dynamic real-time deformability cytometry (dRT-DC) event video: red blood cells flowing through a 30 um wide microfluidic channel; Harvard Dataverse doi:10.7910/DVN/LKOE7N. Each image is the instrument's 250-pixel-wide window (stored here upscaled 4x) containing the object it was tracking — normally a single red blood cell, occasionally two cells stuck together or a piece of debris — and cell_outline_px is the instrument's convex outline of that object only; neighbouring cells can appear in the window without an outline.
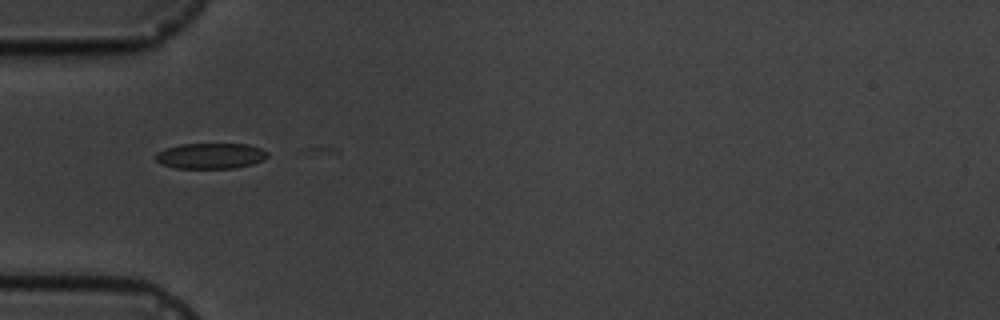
{"species": "common noctule bat (a hibernating species)", "species_latin": "Nyctalus noctula", "temperature_condition": "cold", "stored_images_in_passage": 2, "camera_frame_rate_fps": 3000, "um_per_image_px": 0.085, "animal": {"sex": "male", "body_mass_g": 19.5, "forearm_length_mm": 54.6}, "frame": {"image": 1, "passage_image": 1, "time_ms": 0.0, "image_size_px": [1000, 320], "cell_outline_px": [[268, 156], [252, 164], [236, 168], [176, 168], [160, 164], [156, 160], [156, 152], [164, 148], [180, 144], [248, 144], [260, 148], [268, 152]], "centroid_in_image_um": [17.86, 13.24], "position_along_channel_um": 67.1, "area_um2": 16.76}}